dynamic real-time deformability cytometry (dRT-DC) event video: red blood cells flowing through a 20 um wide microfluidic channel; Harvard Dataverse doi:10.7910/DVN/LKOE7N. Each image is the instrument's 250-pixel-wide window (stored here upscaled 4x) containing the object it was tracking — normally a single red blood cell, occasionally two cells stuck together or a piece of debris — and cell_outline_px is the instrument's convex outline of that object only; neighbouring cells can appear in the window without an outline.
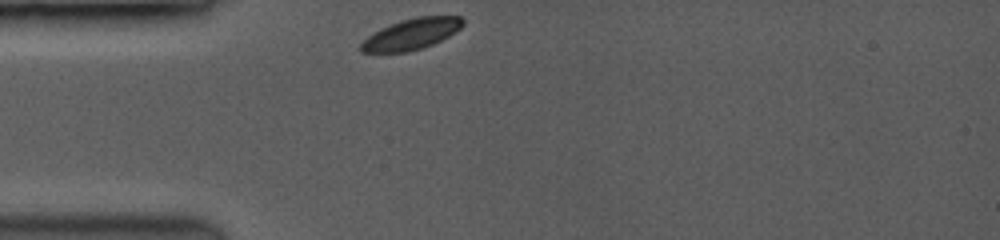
{"species": "common noctule bat (a hibernating species)", "species_latin": "Nyctalus noctula", "temperature_condition": "room temperature", "stored_images_in_passage": 5, "camera_frame_rate_fps": 3500, "um_per_image_px": 0.085, "animal": {"sex": "female", "body_mass_g": 19.0, "forearm_length_mm": 53.3}, "frame": {"image": 1, "passage_image": 1, "time_ms": 0.0, "image_size_px": [1000, 240], "cell_outline_px": [[464, 24], [456, 32], [432, 44], [408, 52], [360, 52], [360, 44], [368, 36], [380, 28], [400, 20], [416, 16], [460, 16], [464, 20]], "centroid_in_image_um": [34.97, 2.88], "position_along_channel_um": 50.0, "area_um2": 18.32}}
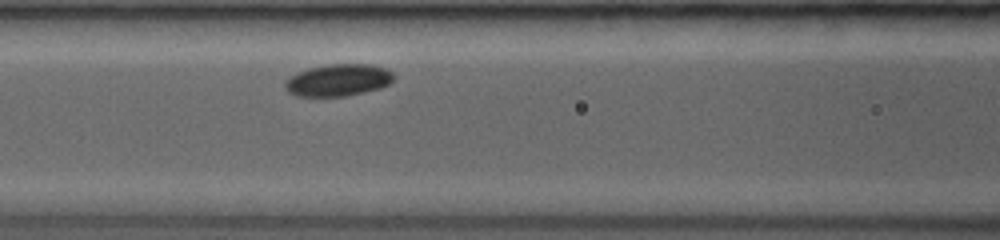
{"frame": {"image": 2, "passage_image": 5, "time_ms": 2.571, "image_size_px": [1000, 240], "cell_outline_px": [[392, 80], [388, 84], [376, 88], [344, 96], [296, 96], [288, 92], [284, 84], [296, 72], [308, 68], [328, 64], [372, 64], [388, 68], [392, 72]], "centroid_in_image_um": [28.72, 6.79], "position_along_channel_um": 137.9, "area_um2": 20.0}}